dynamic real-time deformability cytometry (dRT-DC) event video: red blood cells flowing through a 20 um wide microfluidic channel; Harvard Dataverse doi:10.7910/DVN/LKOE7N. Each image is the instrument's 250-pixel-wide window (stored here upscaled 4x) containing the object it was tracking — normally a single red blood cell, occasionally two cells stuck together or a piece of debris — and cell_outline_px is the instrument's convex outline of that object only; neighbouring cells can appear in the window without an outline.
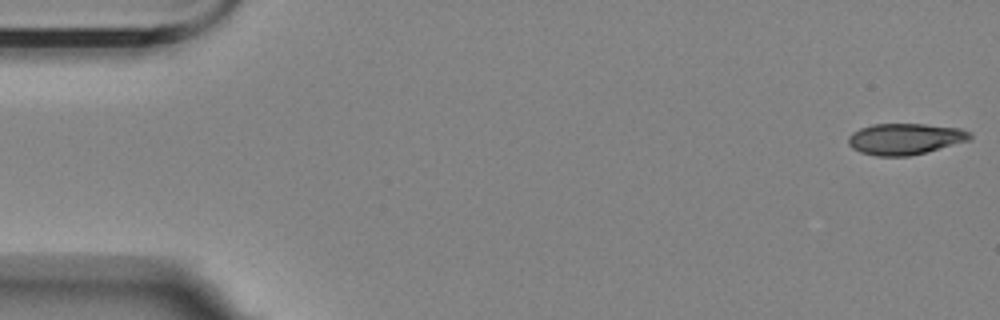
{"species": "Egyptian fruit bat (a non-hibernating species)", "species_latin": "Rousettus aegyptiacus", "temperature_condition": "room temperature", "stored_images_in_passage": 42, "camera_frame_rate_fps": 3000, "um_per_image_px": 0.085, "animal": {"sex": "female"}, "frame": {"image": 1, "passage_image": 1, "time_ms": 0.0, "image_size_px": [1000, 320], "cell_outline_px": [[972, 140], [908, 156], [876, 156], [860, 152], [852, 148], [848, 144], [848, 136], [852, 132], [860, 128], [872, 124], [924, 124], [960, 128], [972, 132]], "centroid_in_image_um": [76.93, 11.8], "position_along_channel_um": 8.1, "area_um2": 22.25}}
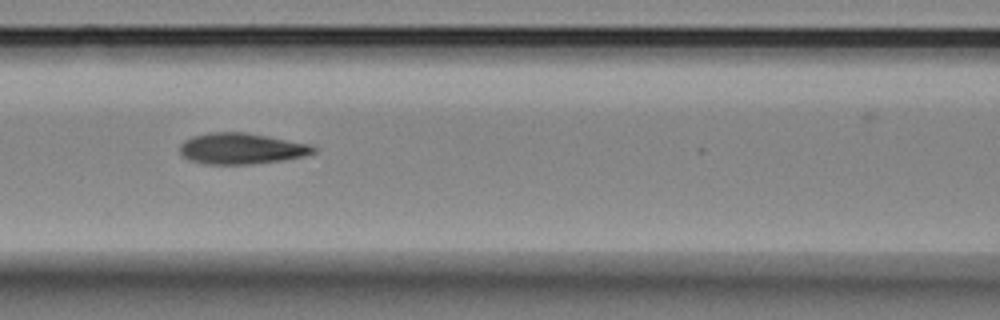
{"frame": {"image": 2, "passage_image": 24, "time_ms": 7.667, "image_size_px": [1000, 320], "cell_outline_px": [[316, 152], [304, 156], [284, 160], [252, 164], [204, 164], [188, 160], [180, 152], [180, 144], [184, 140], [192, 136], [208, 132], [244, 132], [268, 136], [308, 144], [316, 148]], "centroid_in_image_um": [20.49, 12.63], "position_along_channel_um": 146.1, "area_um2": 24.22}}
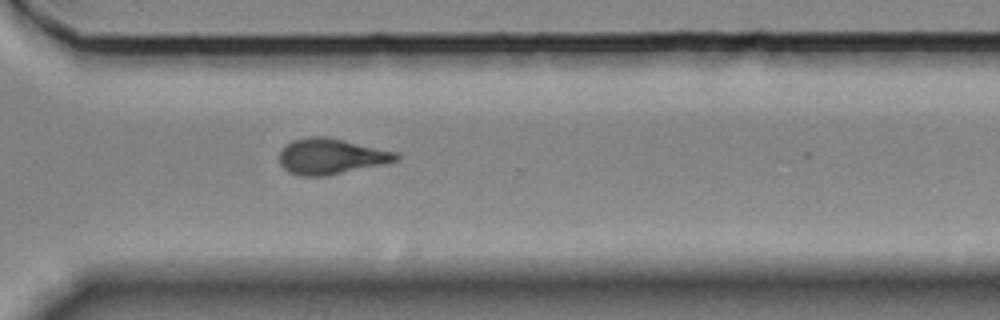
{"frame": {"image": 3, "passage_image": 41, "time_ms": 13.333, "image_size_px": [1000, 320], "cell_outline_px": [[400, 160], [328, 176], [300, 176], [288, 172], [280, 164], [280, 152], [292, 140], [308, 136], [324, 136], [344, 140], [396, 152], [400, 156]], "centroid_in_image_um": [28.13, 13.3], "position_along_channel_um": 342.5, "area_um2": 24.22}}